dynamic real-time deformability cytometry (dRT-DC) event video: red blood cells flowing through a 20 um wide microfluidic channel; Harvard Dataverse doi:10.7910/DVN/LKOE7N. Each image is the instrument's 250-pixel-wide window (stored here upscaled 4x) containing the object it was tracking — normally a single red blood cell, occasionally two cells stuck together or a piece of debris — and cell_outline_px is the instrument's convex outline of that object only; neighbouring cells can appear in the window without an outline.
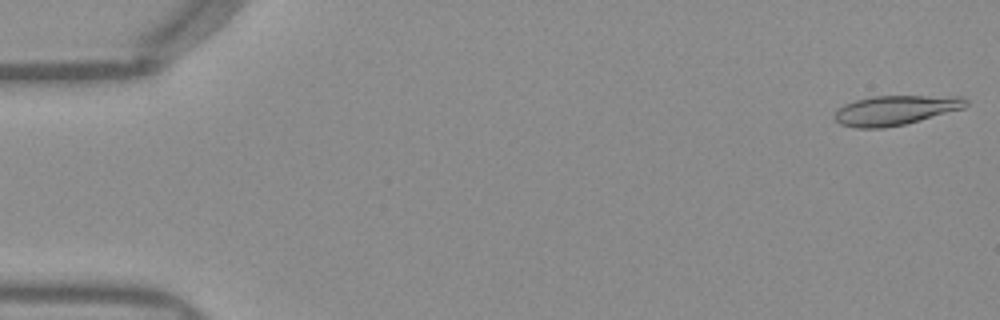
{"species": "Egyptian fruit bat (a non-hibernating species)", "species_latin": "Rousettus aegyptiacus", "temperature_condition": "warm", "stored_images_in_passage": 14, "camera_frame_rate_fps": 3000, "um_per_image_px": 0.085, "frame": {"image": 1, "passage_image": 1, "time_ms": 0.0, "image_size_px": [1000, 320], "cell_outline_px": [[968, 104], [964, 108], [920, 120], [904, 124], [884, 128], [856, 128], [840, 124], [832, 116], [844, 104], [856, 100], [872, 96], [964, 96], [968, 100]], "centroid_in_image_um": [76.12, 9.36], "position_along_channel_um": 8.9, "area_um2": 22.66}}